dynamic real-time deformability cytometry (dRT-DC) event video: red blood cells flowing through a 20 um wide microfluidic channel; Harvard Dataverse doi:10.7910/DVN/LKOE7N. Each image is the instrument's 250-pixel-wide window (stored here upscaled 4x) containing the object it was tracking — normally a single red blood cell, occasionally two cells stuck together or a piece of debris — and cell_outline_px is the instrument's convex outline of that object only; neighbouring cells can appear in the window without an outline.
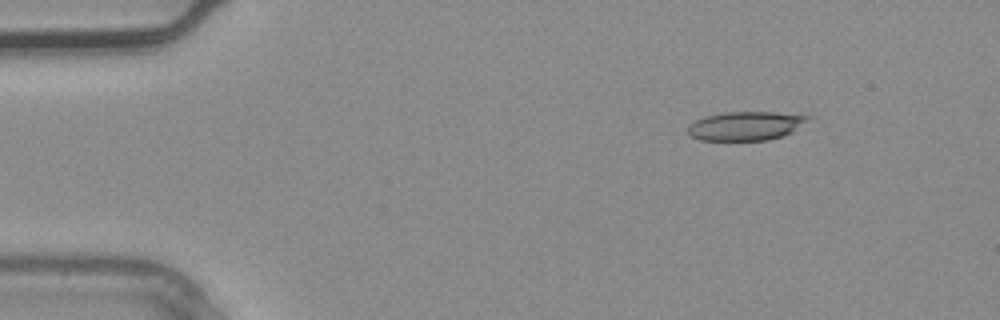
{"species": "common noctule bat (a hibernating species)", "species_latin": "Nyctalus noctula", "temperature_condition": "warm", "stored_images_in_passage": 4, "camera_frame_rate_fps": 3000, "um_per_image_px": 0.085, "animal": {"sex": "male", "body_mass_g": 20.4}, "frame": {"image": 1, "passage_image": 2, "time_ms": 0.333, "image_size_px": [1000, 320], "cell_outline_px": [[812, 116], [808, 120], [792, 132], [784, 136], [768, 140], [700, 140], [692, 136], [688, 132], [688, 124], [704, 116], [728, 112], [772, 112]], "centroid_in_image_um": [63.38, 10.7], "position_along_channel_um": 21.6, "area_um2": 20.11}}
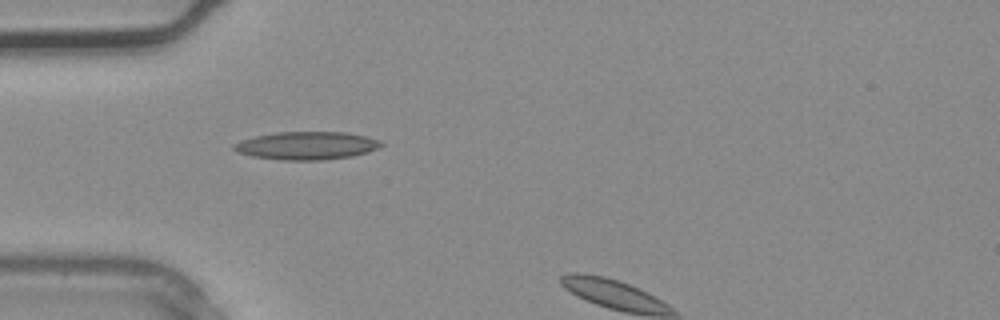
{"frame": {"image": 2, "passage_image": 3, "time_ms": 0.667, "image_size_px": [1000, 320], "cell_outline_px": [[384, 144], [380, 148], [368, 152], [352, 156], [324, 160], [284, 160], [252, 156], [236, 152], [232, 148], [232, 144], [240, 140], [256, 136], [276, 132], [348, 132], [380, 140]], "centroid_in_image_um": [26.07, 12.38], "position_along_channel_um": 58.9, "area_um2": 24.16}}